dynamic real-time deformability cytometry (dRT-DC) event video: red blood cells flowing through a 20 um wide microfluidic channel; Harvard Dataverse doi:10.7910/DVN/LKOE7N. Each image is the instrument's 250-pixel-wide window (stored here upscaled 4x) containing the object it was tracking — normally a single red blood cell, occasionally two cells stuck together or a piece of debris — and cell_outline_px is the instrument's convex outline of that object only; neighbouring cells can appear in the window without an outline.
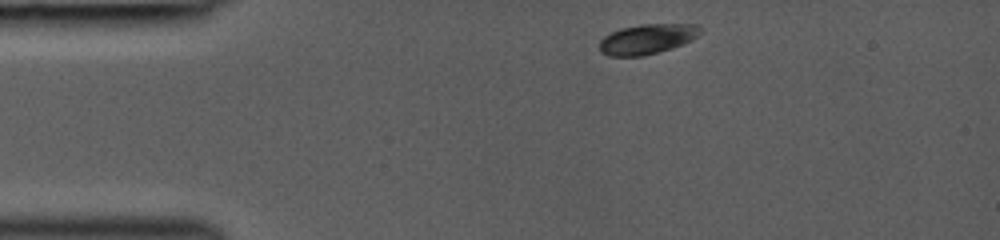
{"species": "common noctule bat (a hibernating species)", "species_latin": "Nyctalus noctula", "temperature_condition": "room temperature", "stored_images_in_passage": 36, "camera_frame_rate_fps": 3000, "um_per_image_px": 0.085, "animal": {"sex": "female", "body_mass_g": 19.0, "forearm_length_mm": 53.3}, "frame": {"image": 1, "passage_image": 1, "time_ms": 0.0, "image_size_px": [1000, 240], "cell_outline_px": [[700, 32], [692, 40], [672, 48], [644, 56], [608, 56], [600, 52], [600, 40], [604, 36], [620, 28], [640, 24], [696, 24], [700, 28]], "centroid_in_image_um": [54.98, 3.32], "position_along_channel_um": 30.0, "area_um2": 17.63}}
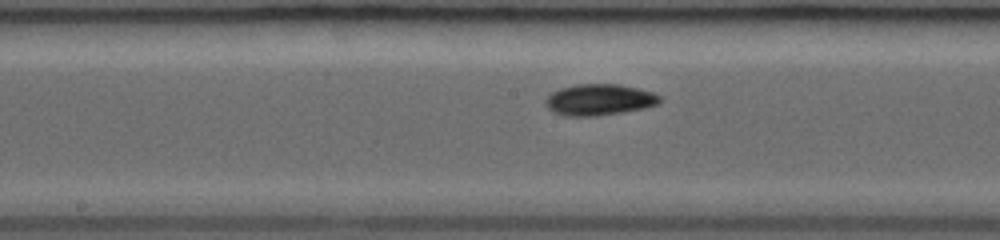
{"frame": {"image": 2, "passage_image": 16, "time_ms": 5.0, "image_size_px": [1000, 240], "cell_outline_px": [[660, 104], [644, 108], [596, 116], [564, 116], [552, 112], [544, 104], [548, 96], [552, 92], [560, 88], [580, 84], [620, 84], [652, 92], [660, 96]], "centroid_in_image_um": [50.92, 8.48], "position_along_channel_um": 197.3, "area_um2": 20.75}}
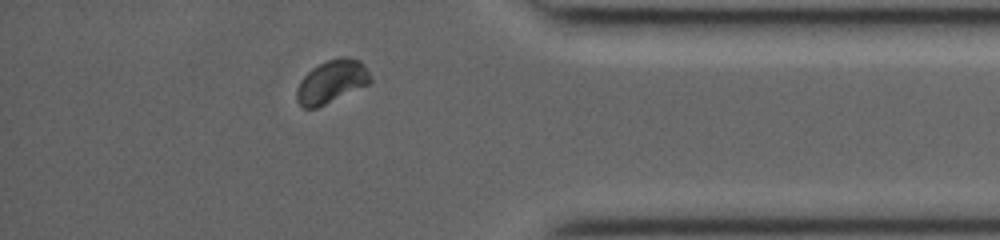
{"frame": {"image": 3, "passage_image": 31, "time_ms": 10.0, "image_size_px": [1000, 240], "cell_outline_px": [[372, 80], [368, 84], [316, 108], [304, 108], [296, 100], [296, 88], [300, 80], [312, 68], [328, 60], [344, 56], [348, 56], [360, 60], [364, 64], [372, 76]], "centroid_in_image_um": [28.19, 6.92], "position_along_channel_um": 407.0, "area_um2": 18.38}}